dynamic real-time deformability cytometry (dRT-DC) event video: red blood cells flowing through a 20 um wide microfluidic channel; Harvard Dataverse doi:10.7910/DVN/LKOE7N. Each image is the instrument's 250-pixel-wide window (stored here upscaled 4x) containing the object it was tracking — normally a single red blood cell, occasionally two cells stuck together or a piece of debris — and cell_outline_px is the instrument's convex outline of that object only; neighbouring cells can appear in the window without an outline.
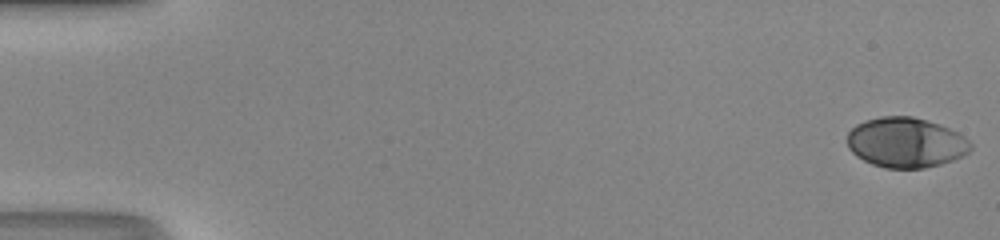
{"species": "human", "species_latin": "Homo sapiens", "temperature_condition": "room temperature", "stored_images_in_passage": 50, "camera_frame_rate_fps": 3000, "um_per_image_px": 0.085, "donor": {"sex": "male"}, "frame": {"image": 1, "passage_image": 1, "time_ms": 0.0, "image_size_px": [1000, 240], "cell_outline_px": [[972, 148], [968, 152], [952, 160], [940, 164], [924, 168], [884, 168], [872, 164], [856, 156], [848, 148], [848, 132], [856, 124], [864, 120], [880, 116], [912, 116], [940, 124], [964, 136], [972, 144]], "centroid_in_image_um": [76.97, 12.11], "position_along_channel_um": 8.0, "area_um2": 36.01}}
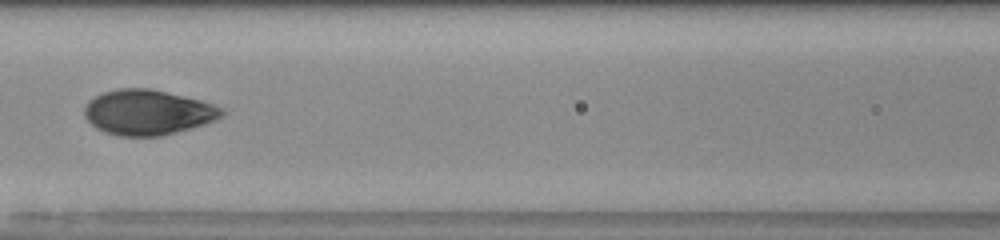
{"frame": {"image": 2, "passage_image": 24, "time_ms": 7.667, "image_size_px": [1000, 240], "cell_outline_px": [[224, 116], [216, 120], [192, 128], [160, 136], [120, 136], [104, 132], [96, 128], [84, 116], [84, 108], [88, 100], [104, 92], [116, 88], [148, 88], [200, 100], [224, 108]], "centroid_in_image_um": [12.56, 9.55], "position_along_channel_um": 154.0, "area_um2": 36.13}}
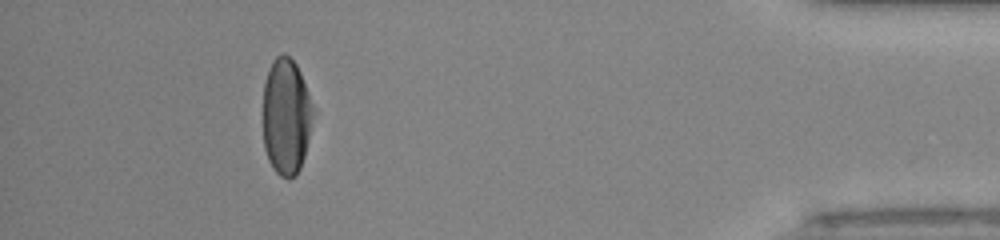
{"frame": {"image": 3, "passage_image": 46, "time_ms": 15.0, "image_size_px": [1000, 240], "cell_outline_px": [[316, 112], [304, 156], [300, 168], [296, 176], [288, 180], [280, 176], [272, 168], [268, 160], [264, 148], [264, 80], [268, 68], [272, 60], [276, 56], [284, 52], [296, 64], [300, 72]], "centroid_in_image_um": [24.34, 9.91], "position_along_channel_um": 410.9, "area_um2": 34.56}, "authors_computed_cell_mechanics": {"area_um2": 35.9227, "velocity_mm_per_s": 4.256, "shape_relaxation_time_tau1_ms": 3.9056, "shape_relaxation_time_tau2_ms": null, "deformation_change_tau1": 0.1959, "deformation_change_tau2": null}}